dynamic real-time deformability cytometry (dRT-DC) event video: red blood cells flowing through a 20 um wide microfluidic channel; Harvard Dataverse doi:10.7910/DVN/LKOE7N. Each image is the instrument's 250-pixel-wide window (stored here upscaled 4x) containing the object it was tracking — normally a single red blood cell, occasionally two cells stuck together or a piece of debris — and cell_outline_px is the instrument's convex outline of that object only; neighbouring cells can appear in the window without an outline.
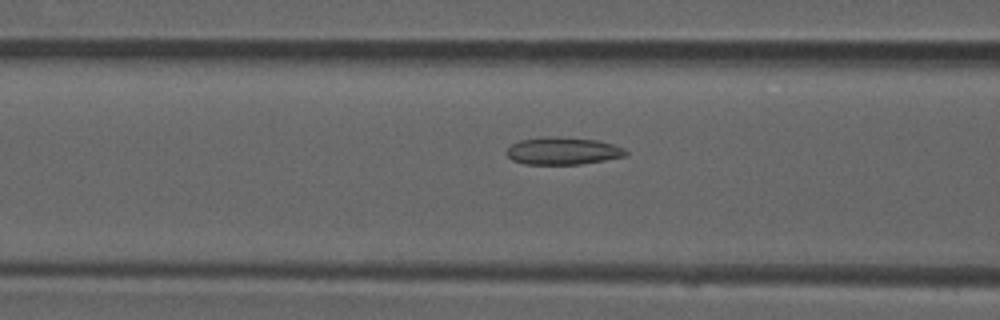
{"species": "common noctule bat (a hibernating species)", "species_latin": "Nyctalus noctula", "temperature_condition": "room temperature", "stored_images_in_passage": 37, "camera_frame_rate_fps": 3000, "um_per_image_px": 0.085, "animal": {"sex": "male", "forearm_length_mm": 52.5}, "frame": {"image": 1, "passage_image": 6, "time_ms": 1.667, "image_size_px": [1000, 320], "cell_outline_px": [[628, 152], [624, 156], [604, 160], [580, 164], [524, 164], [512, 160], [504, 152], [512, 144], [520, 140], [596, 140], [612, 144], [624, 148]], "centroid_in_image_um": [47.84, 12.9], "position_along_channel_um": 118.8, "area_um2": 17.74}}
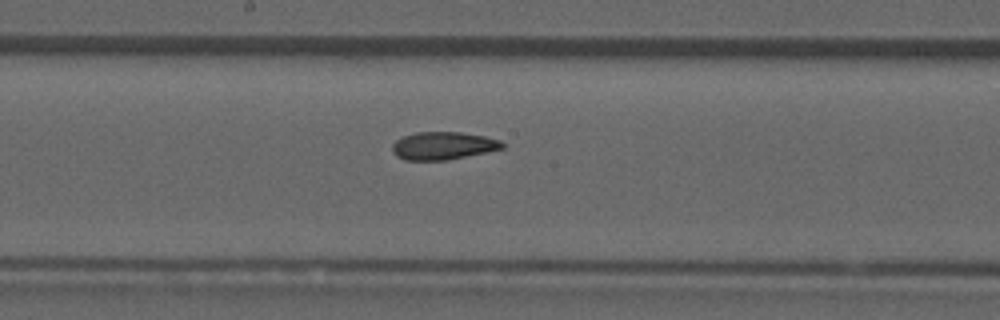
{"frame": {"image": 2, "passage_image": 13, "time_ms": 4.0, "image_size_px": [1000, 320], "cell_outline_px": [[504, 148], [448, 160], [404, 160], [396, 156], [392, 152], [392, 144], [396, 140], [404, 136], [416, 132], [460, 132], [484, 136], [500, 140], [504, 144]], "centroid_in_image_um": [37.64, 12.39], "position_along_channel_um": 210.6, "area_um2": 17.8}}
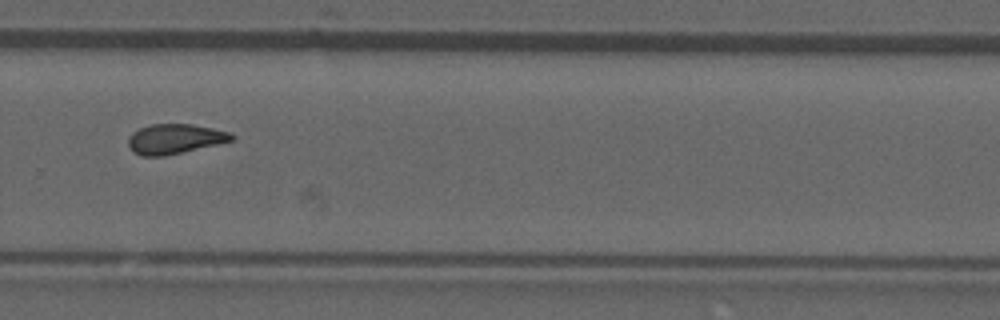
{"frame": {"image": 3, "passage_image": 21, "time_ms": 6.667, "image_size_px": [1000, 320], "cell_outline_px": [[236, 136], [232, 140], [216, 144], [164, 156], [140, 156], [132, 152], [128, 144], [128, 136], [132, 132], [140, 128], [152, 124], [192, 124], [212, 128], [228, 132]], "centroid_in_image_um": [14.8, 11.81], "position_along_channel_um": 315.0, "area_um2": 17.86}, "authors_computed_cell_mechanics": {"area_um2": 17.918, "velocity_mm_per_s": 3.9314, "shape_relaxation_time_tau1_ms": null, "shape_relaxation_time_tau2_ms": 2.4022, "deformation_change_tau1": null, "deformation_change_tau2": 0.0896}}